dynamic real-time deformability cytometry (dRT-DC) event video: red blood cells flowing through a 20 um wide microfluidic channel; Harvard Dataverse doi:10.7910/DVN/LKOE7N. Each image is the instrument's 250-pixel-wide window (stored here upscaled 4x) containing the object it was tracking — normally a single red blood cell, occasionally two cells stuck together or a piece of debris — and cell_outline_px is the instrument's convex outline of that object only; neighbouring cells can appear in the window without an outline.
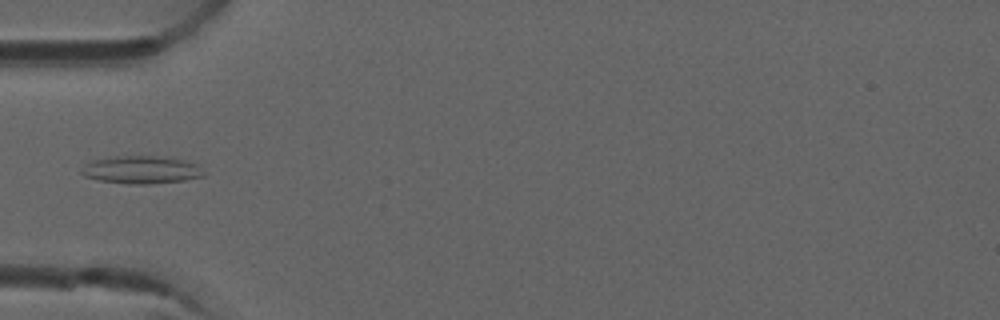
{"species": "common noctule bat (a hibernating species)", "species_latin": "Nyctalus noctula", "temperature_condition": "room temperature", "stored_images_in_passage": 1, "camera_frame_rate_fps": 3000, "um_per_image_px": 0.085, "animal": {"sex": "male", "forearm_length_mm": 52.5}, "frame": {"image": 1, "passage_image": 1, "time_ms": 0.0, "image_size_px": [1000, 320], "cell_outline_px": [[204, 176], [184, 180], [148, 184], [132, 184], [100, 180], [84, 176], [80, 172], [80, 168], [84, 164], [92, 160], [116, 156], [152, 156], [184, 160], [196, 164], [204, 172]], "centroid_in_image_um": [11.97, 14.43], "position_along_channel_um": 73.0, "area_um2": 19.59}}